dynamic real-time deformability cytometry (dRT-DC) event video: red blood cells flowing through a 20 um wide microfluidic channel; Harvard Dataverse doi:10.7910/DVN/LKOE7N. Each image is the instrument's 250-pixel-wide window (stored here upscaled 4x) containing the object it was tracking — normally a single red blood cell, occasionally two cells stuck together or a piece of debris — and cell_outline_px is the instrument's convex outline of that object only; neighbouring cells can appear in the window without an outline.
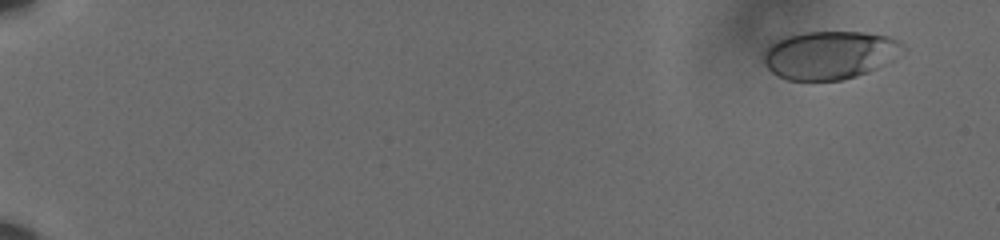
{"species": "human", "species_latin": "Homo sapiens", "temperature_condition": "cold", "stored_images_in_passage": 61, "camera_frame_rate_fps": 3000, "um_per_image_px": 0.085, "donor": {"sex": "male"}, "frame": {"image": 1, "passage_image": 5, "time_ms": 1.333, "image_size_px": [1000, 240], "cell_outline_px": [[908, 48], [884, 64], [868, 72], [856, 76], [840, 80], [788, 80], [772, 72], [764, 64], [764, 52], [776, 40], [784, 36], [804, 32], [864, 32], [888, 36], [900, 40]], "centroid_in_image_um": [70.55, 4.66], "position_along_channel_um": 14.4, "area_um2": 39.07}}
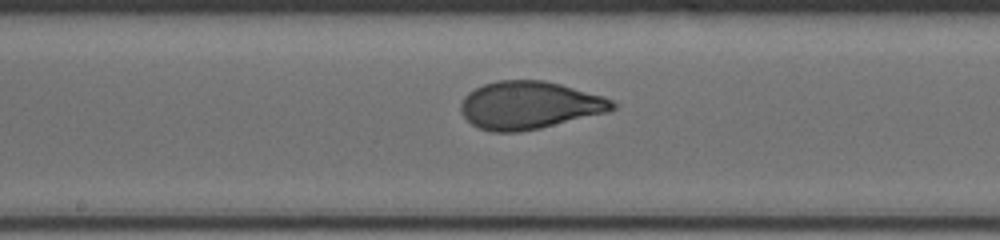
{"frame": {"image": 2, "passage_image": 36, "time_ms": 11.667, "image_size_px": [1000, 240], "cell_outline_px": [[616, 108], [608, 112], [540, 128], [516, 132], [492, 132], [480, 128], [472, 124], [460, 112], [460, 104], [464, 96], [468, 92], [484, 84], [496, 80], [544, 80], [560, 84], [604, 96], [612, 100], [616, 104]], "centroid_in_image_um": [44.99, 8.94], "position_along_channel_um": 203.2, "area_um2": 42.19}}
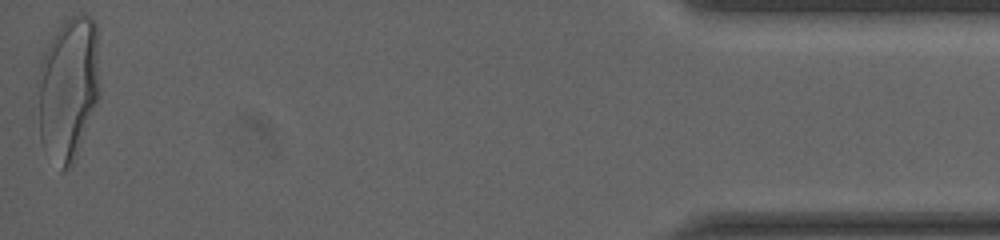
{"frame": {"image": 3, "passage_image": 61, "time_ms": 20.0, "image_size_px": [1000, 240], "cell_outline_px": [[100, 96], [72, 164], [68, 168], [60, 172], [40, 140], [36, 80], [40, 64], [44, 52], [48, 44], [56, 32], [72, 16], [84, 12], [96, 24], [100, 92]], "centroid_in_image_um": [5.79, 7.53], "position_along_channel_um": 429.4, "area_um2": 52.08}, "authors_computed_cell_mechanics": {"area_um2": 41.2692, "velocity_mm_per_s": 3.5954, "shape_relaxation_time_tau1_ms": 5.4042, "shape_relaxation_time_tau2_ms": null, "deformation_change_tau1": 0.184, "deformation_change_tau2": null}}